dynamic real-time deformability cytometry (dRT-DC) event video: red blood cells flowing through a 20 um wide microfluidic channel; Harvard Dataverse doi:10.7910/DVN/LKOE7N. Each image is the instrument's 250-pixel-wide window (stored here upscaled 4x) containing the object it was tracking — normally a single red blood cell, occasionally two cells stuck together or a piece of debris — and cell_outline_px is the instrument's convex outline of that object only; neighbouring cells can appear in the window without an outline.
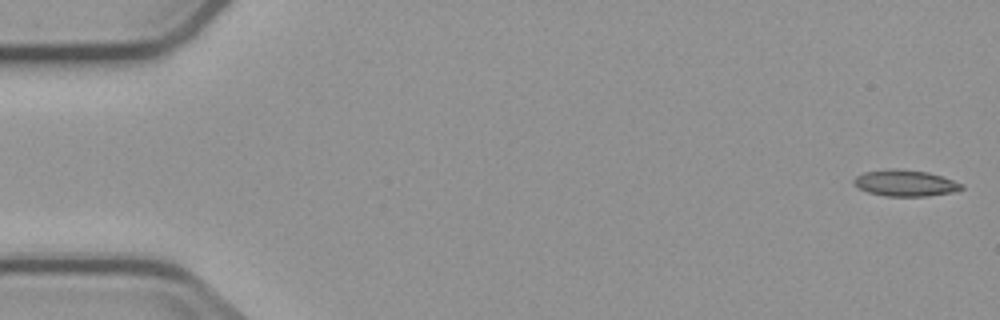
{"species": "common noctule bat (a hibernating species)", "species_latin": "Nyctalus noctula", "temperature_condition": "cold", "stored_images_in_passage": 6, "camera_frame_rate_fps": 3000, "um_per_image_px": 0.085, "animal": {"sex": "male", "body_mass_g": 23.1, "forearm_length_mm": 52.7}, "frame": {"image": 1, "passage_image": 1, "time_ms": 0.0, "image_size_px": [1000, 320], "cell_outline_px": [[964, 188], [952, 192], [928, 196], [884, 196], [868, 192], [852, 184], [852, 180], [856, 176], [864, 172], [928, 172], [964, 184]], "centroid_in_image_um": [76.97, 15.63], "position_along_channel_um": 8.0, "area_um2": 15.55}}
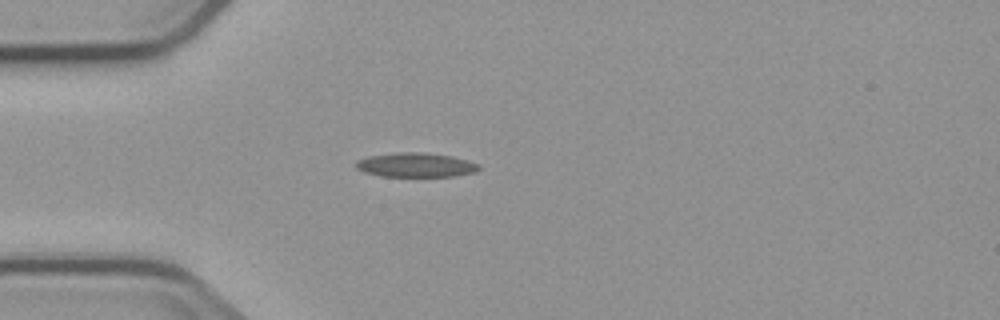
{"frame": {"image": 2, "passage_image": 5, "time_ms": 4.667, "image_size_px": [1000, 320], "cell_outline_px": [[480, 168], [476, 172], [456, 176], [380, 176], [364, 172], [356, 168], [356, 160], [368, 156], [400, 152], [424, 152], [452, 156], [480, 164]], "centroid_in_image_um": [35.35, 14.02], "position_along_channel_um": 49.7, "area_um2": 17.46}}